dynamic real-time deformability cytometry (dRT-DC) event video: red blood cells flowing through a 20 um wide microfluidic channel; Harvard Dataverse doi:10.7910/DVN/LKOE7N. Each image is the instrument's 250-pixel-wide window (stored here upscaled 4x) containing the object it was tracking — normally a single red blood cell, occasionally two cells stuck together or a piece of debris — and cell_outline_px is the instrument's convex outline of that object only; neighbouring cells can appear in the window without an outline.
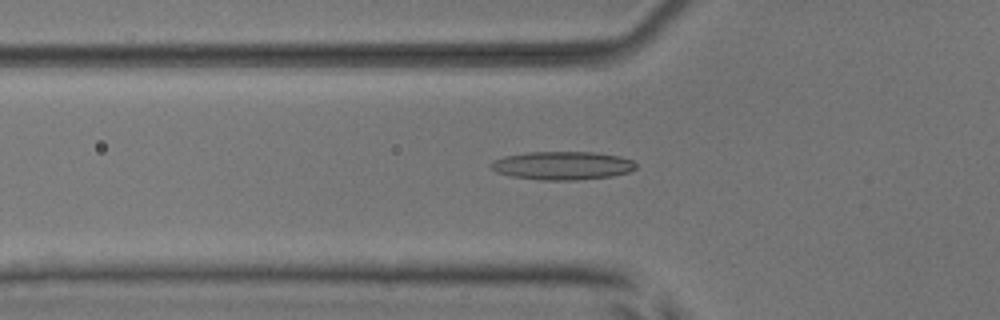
{"species": "common noctule bat (a hibernating species)", "species_latin": "Nyctalus noctula", "temperature_condition": "room temperature", "stored_images_in_passage": 36, "camera_frame_rate_fps": 3000, "um_per_image_px": 0.085, "animal": {"sex": "male", "body_mass_g": 17.9, "forearm_length_mm": 54.2}, "frame": {"image": 1, "passage_image": 8, "time_ms": 2.333, "image_size_px": [1000, 320], "cell_outline_px": [[636, 168], [628, 172], [612, 176], [576, 180], [540, 180], [512, 176], [496, 172], [488, 164], [492, 160], [504, 156], [528, 152], [596, 152], [620, 156], [632, 160], [636, 164]], "centroid_in_image_um": [47.79, 14.07], "position_along_channel_um": 78.0, "area_um2": 24.04}}
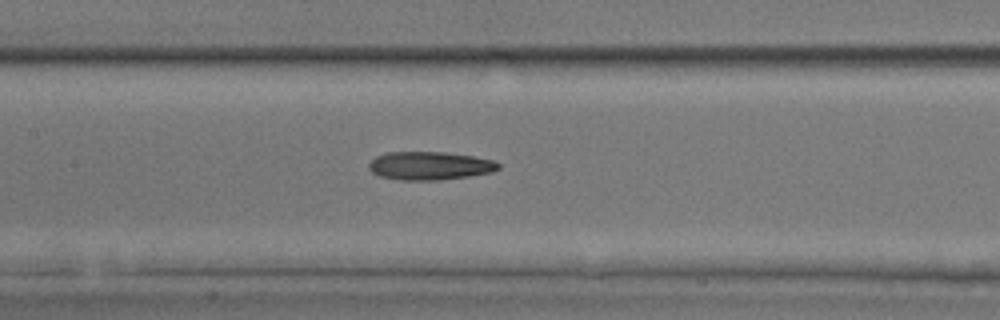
{"frame": {"image": 2, "passage_image": 15, "time_ms": 4.667, "image_size_px": [1000, 320], "cell_outline_px": [[500, 168], [492, 172], [468, 176], [440, 180], [400, 180], [380, 176], [372, 172], [368, 168], [368, 164], [376, 156], [388, 152], [444, 152], [472, 156], [492, 160], [500, 164]], "centroid_in_image_um": [36.51, 14.09], "position_along_channel_um": 170.9, "area_um2": 21.27}}
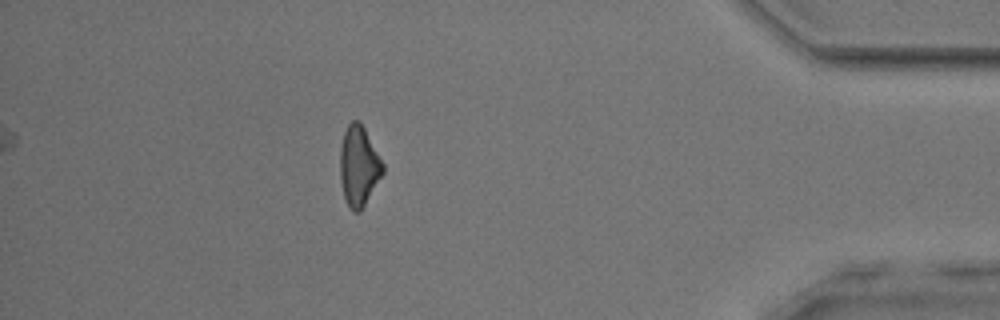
{"frame": {"image": 3, "passage_image": 36, "time_ms": 11.667, "image_size_px": [1000, 320], "cell_outline_px": [[384, 172], [360, 212], [352, 212], [344, 196], [340, 180], [340, 148], [344, 132], [348, 124], [352, 120], [360, 120], [384, 164]], "centroid_in_image_um": [30.49, 14.1], "position_along_channel_um": 404.7, "area_um2": 19.94}, "authors_computed_cell_mechanics": {"area_um2": 21.0681, "velocity_mm_per_s": 3.967, "shape_relaxation_time_tau1_ms": null, "shape_relaxation_time_tau2_ms": 7.3201, "deformation_change_tau1": null, "deformation_change_tau2": 0.2013}}